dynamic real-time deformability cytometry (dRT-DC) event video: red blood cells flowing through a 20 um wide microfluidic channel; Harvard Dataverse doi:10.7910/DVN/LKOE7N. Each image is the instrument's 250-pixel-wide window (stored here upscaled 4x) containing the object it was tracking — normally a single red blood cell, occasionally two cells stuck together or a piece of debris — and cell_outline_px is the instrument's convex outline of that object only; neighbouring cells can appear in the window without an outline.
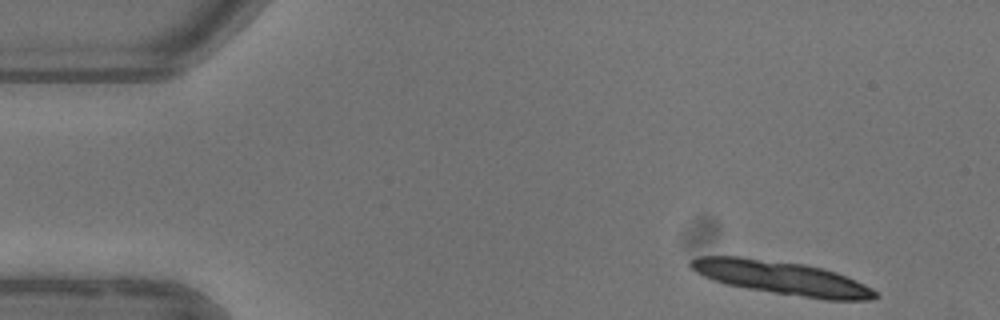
{"species": "common noctule bat (a hibernating species)", "species_latin": "Nyctalus noctula", "temperature_condition": "warm", "stored_images_in_passage": 3, "camera_frame_rate_fps": 3000, "um_per_image_px": 0.085, "animal": {"sex": "female"}, "frame": {"image": 1, "passage_image": 1, "time_ms": 0.0, "image_size_px": [1000, 320], "cell_outline_px": [[880, 296], [872, 300], [824, 300], [748, 288], [724, 284], [712, 280], [696, 272], [688, 264], [688, 260], [696, 256], [740, 256], [804, 264], [824, 268], [836, 272], [856, 280], [872, 288]], "centroid_in_image_um": [66.45, 23.61], "position_along_channel_um": 18.6, "area_um2": 36.18}}